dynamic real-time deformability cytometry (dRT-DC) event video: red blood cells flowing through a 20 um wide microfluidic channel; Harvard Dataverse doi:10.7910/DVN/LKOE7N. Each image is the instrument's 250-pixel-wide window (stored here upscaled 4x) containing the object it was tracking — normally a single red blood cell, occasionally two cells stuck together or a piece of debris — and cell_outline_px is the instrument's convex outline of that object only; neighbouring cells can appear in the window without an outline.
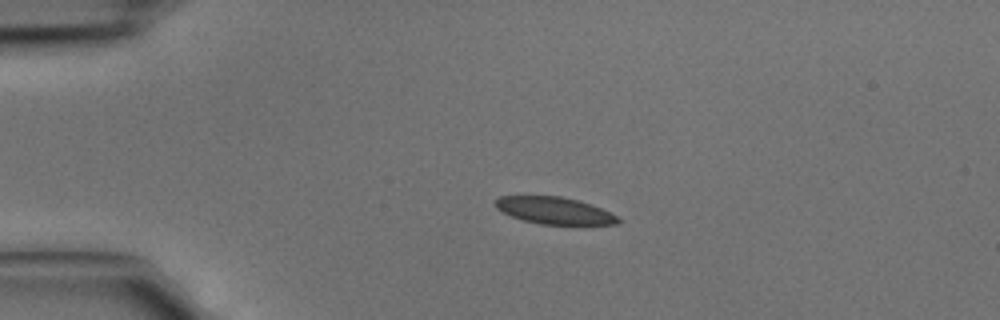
{"species": "common noctule bat (a hibernating species)", "species_latin": "Nyctalus noctula", "temperature_condition": "cold", "stored_images_in_passage": 4, "camera_frame_rate_fps": 3000, "um_per_image_px": 0.085, "animal": {"sex": "male", "body_mass_g": 15.6}, "frame": {"image": 1, "passage_image": 2, "time_ms": 0.333, "image_size_px": [1000, 320], "cell_outline_px": [[620, 220], [616, 224], [540, 224], [524, 220], [512, 216], [496, 208], [496, 200], [500, 196], [560, 196], [576, 200], [600, 208], [620, 216]], "centroid_in_image_um": [47.14, 17.9], "position_along_channel_um": 37.9, "area_um2": 18.9}}